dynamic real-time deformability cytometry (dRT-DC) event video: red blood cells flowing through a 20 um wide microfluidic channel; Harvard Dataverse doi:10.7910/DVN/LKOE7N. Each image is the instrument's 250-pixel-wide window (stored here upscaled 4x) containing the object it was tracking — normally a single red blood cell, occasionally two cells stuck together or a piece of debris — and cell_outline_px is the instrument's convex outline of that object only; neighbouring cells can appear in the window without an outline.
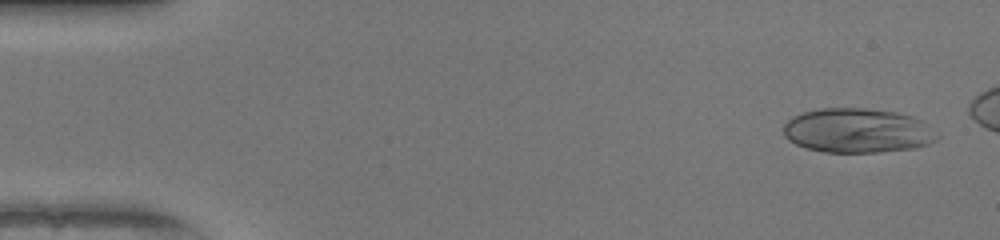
{"species": "human", "species_latin": "Homo sapiens", "temperature_condition": "warm", "stored_images_in_passage": 45, "camera_frame_rate_fps": 3000, "um_per_image_px": 0.085, "donor": {"sex": "female"}, "frame": {"image": 1, "passage_image": 2, "time_ms": 0.333, "image_size_px": [1000, 240], "cell_outline_px": [[940, 136], [936, 140], [928, 144], [916, 148], [876, 152], [824, 152], [808, 148], [796, 144], [788, 140], [784, 136], [784, 124], [792, 116], [804, 112], [820, 108], [864, 108], [896, 112], [912, 116], [924, 120]], "centroid_in_image_um": [72.91, 11.1], "position_along_channel_um": 12.1, "area_um2": 40.0}}
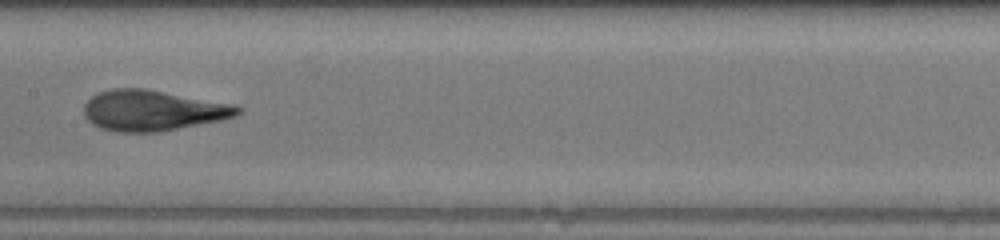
{"frame": {"image": 2, "passage_image": 25, "time_ms": 8.0, "image_size_px": [1000, 240], "cell_outline_px": [[244, 112], [236, 116], [224, 120], [160, 132], [120, 132], [100, 128], [92, 124], [84, 116], [84, 104], [92, 96], [100, 92], [112, 88], [144, 88], [232, 104], [240, 108]], "centroid_in_image_um": [12.99, 9.4], "position_along_channel_um": 194.4, "area_um2": 36.53}}
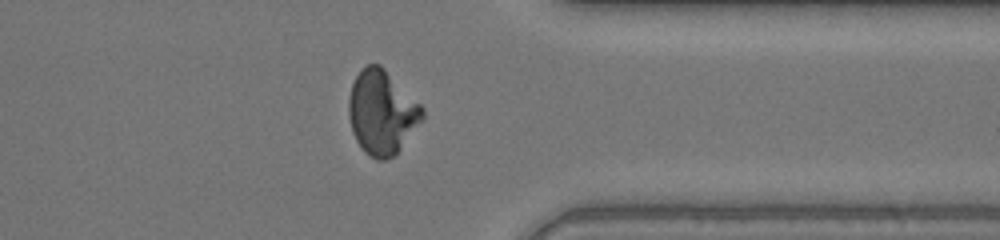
{"frame": {"image": 3, "passage_image": 39, "time_ms": 12.667, "image_size_px": [1000, 240], "cell_outline_px": [[424, 120], [400, 148], [392, 156], [384, 160], [376, 160], [368, 156], [364, 152], [356, 140], [352, 132], [348, 116], [348, 100], [352, 84], [360, 68], [364, 64], [380, 64], [424, 108]], "centroid_in_image_um": [32.44, 9.55], "position_along_channel_um": 379.0, "area_um2": 36.24}}